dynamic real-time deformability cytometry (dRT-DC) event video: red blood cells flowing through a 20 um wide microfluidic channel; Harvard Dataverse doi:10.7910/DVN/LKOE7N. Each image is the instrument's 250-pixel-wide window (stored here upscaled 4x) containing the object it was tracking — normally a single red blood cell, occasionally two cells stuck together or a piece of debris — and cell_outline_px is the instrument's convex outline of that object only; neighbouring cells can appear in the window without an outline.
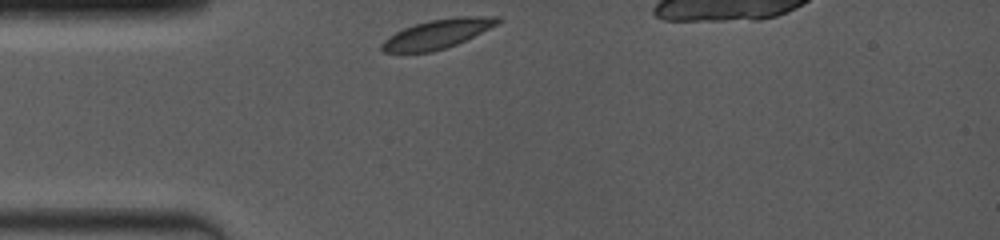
{"species": "common noctule bat (a hibernating species)", "species_latin": "Nyctalus noctula", "temperature_condition": "room temperature", "stored_images_in_passage": 2, "camera_frame_rate_fps": 4000, "um_per_image_px": 0.085, "animal": {"sex": "female", "body_mass_g": 19.0, "forearm_length_mm": 53.3}, "frame": {"image": 1, "passage_image": 1, "time_ms": 0.0, "image_size_px": [1000, 240], "cell_outline_px": [[500, 24], [456, 44], [432, 52], [384, 52], [380, 48], [380, 44], [388, 36], [404, 28], [416, 24], [432, 20], [460, 16], [500, 16]], "centroid_in_image_um": [37.21, 2.88], "position_along_channel_um": 47.8, "area_um2": 19.54}}